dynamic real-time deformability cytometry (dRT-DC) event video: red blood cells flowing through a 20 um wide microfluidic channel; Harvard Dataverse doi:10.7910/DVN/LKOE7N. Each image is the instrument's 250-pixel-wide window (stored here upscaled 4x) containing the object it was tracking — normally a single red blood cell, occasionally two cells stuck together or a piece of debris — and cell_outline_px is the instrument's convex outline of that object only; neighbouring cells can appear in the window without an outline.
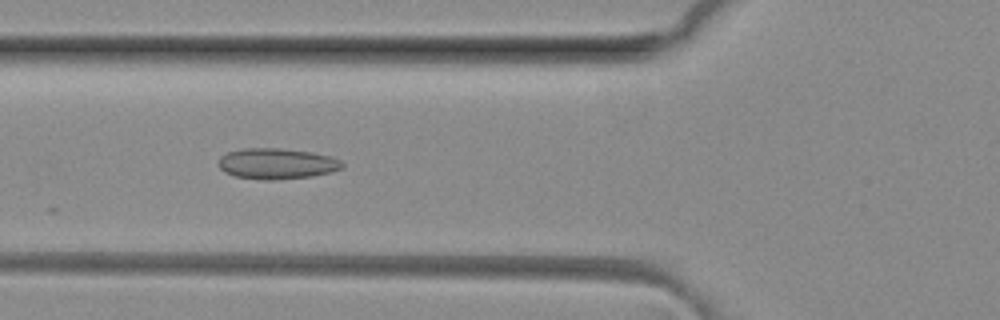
{"species": "common noctule bat (a hibernating species)", "species_latin": "Nyctalus noctula", "temperature_condition": "room temperature", "stored_images_in_passage": 8, "camera_frame_rate_fps": 3000, "um_per_image_px": 0.085, "animal": {"sex": "female", "body_mass_g": 29.2, "forearm_length_mm": 56.3}, "frame": {"image": 1, "passage_image": 5, "time_ms": 1.333, "image_size_px": [1000, 320], "cell_outline_px": [[344, 168], [332, 172], [312, 176], [272, 180], [260, 180], [236, 176], [224, 172], [220, 168], [220, 156], [228, 152], [244, 148], [276, 148], [312, 152], [332, 156], [340, 160], [344, 164]], "centroid_in_image_um": [23.57, 13.91], "position_along_channel_um": 102.2, "area_um2": 22.25}}
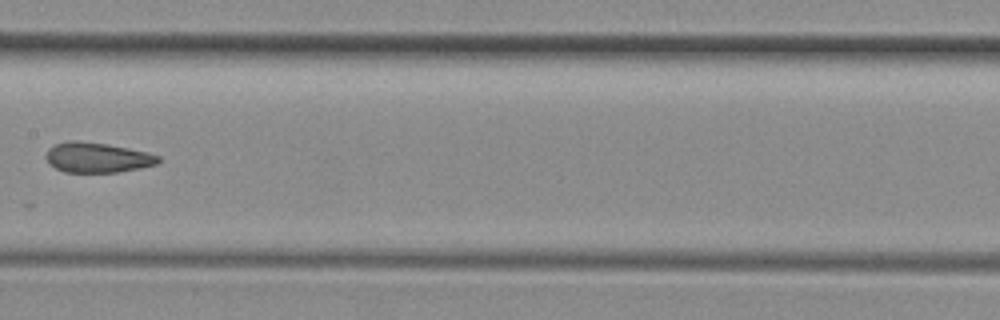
{"frame": {"image": 2, "passage_image": 7, "time_ms": 2.0, "image_size_px": [1000, 320], "cell_outline_px": [[160, 160], [156, 164], [140, 168], [116, 172], [64, 172], [48, 164], [44, 156], [48, 148], [56, 144], [68, 140], [76, 140], [108, 144], [148, 152], [160, 156]], "centroid_in_image_um": [8.23, 13.38], "position_along_channel_um": 199.2, "area_um2": 19.83}}
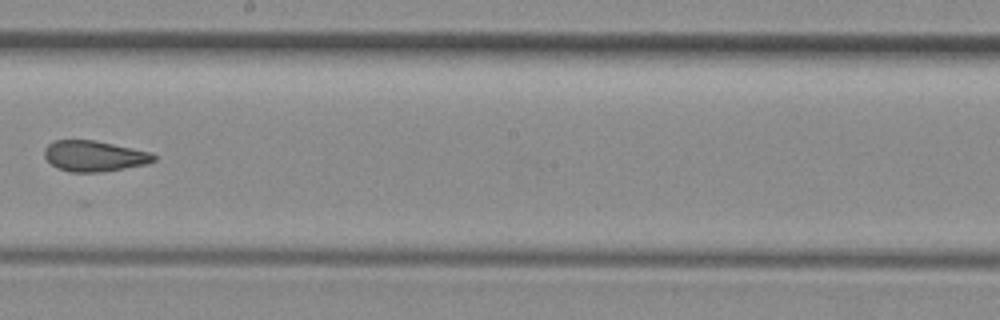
{"frame": {"image": 3, "passage_image": 8, "time_ms": 2.333, "image_size_px": [1000, 320], "cell_outline_px": [[156, 160], [148, 164], [100, 172], [68, 172], [52, 164], [44, 156], [44, 148], [48, 144], [56, 140], [92, 140], [152, 152], [156, 156]], "centroid_in_image_um": [8.03, 13.26], "position_along_channel_um": 240.2, "area_um2": 19.48}}